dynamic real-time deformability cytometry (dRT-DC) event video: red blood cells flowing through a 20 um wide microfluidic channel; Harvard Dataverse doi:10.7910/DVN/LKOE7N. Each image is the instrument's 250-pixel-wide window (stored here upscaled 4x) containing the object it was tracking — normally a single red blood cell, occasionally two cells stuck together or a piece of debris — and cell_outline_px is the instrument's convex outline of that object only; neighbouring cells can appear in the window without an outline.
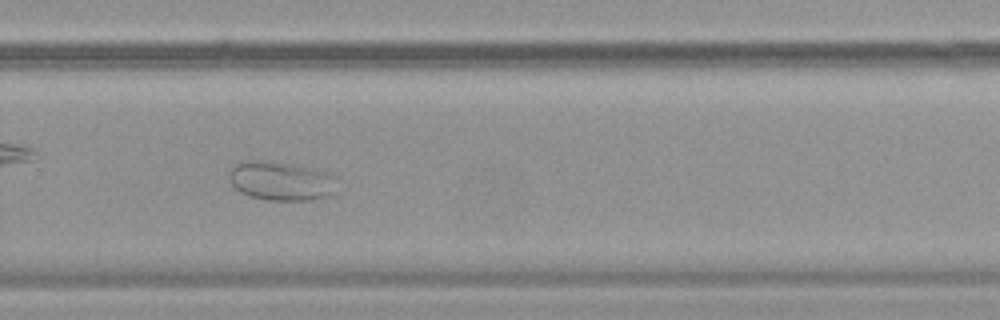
{"species": "common noctule bat (a hibernating species)", "species_latin": "Nyctalus noctula", "temperature_condition": "warm", "stored_images_in_passage": 42, "camera_frame_rate_fps": 3000, "um_per_image_px": 0.085, "animal": {"sex": "female", "body_mass_g": 19.9}, "frame": {"image": 1, "passage_image": 24, "time_ms": 7.667, "image_size_px": [1000, 320], "cell_outline_px": [[332, 192], [328, 196], [312, 200], [264, 200], [248, 196], [240, 192], [228, 180], [228, 172], [232, 164], [240, 160], [268, 160], [316, 168], [332, 176]], "centroid_in_image_um": [23.74, 15.36], "position_along_channel_um": 306.1, "area_um2": 24.74}}
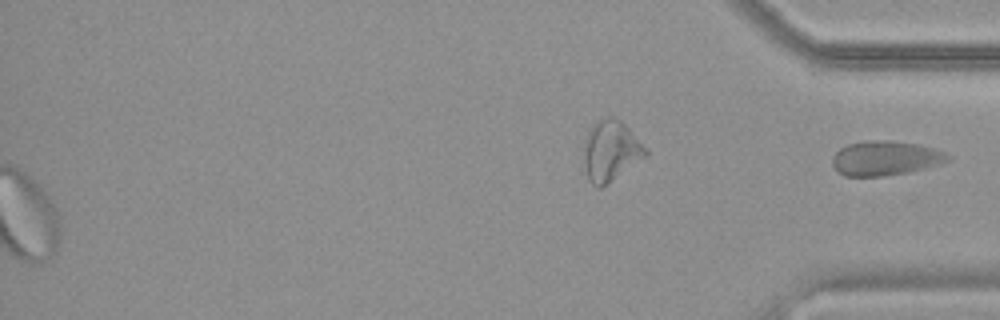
{"frame": {"image": 2, "passage_image": 42, "time_ms": 13.667, "image_size_px": [1000, 320], "cell_outline_px": [[952, 156], [948, 160], [940, 164], [908, 172], [880, 176], [844, 176], [832, 164], [832, 156], [840, 148], [848, 144], [872, 140], [884, 140], [916, 144], [932, 148], [944, 152]], "centroid_in_image_um": [75.24, 13.45], "position_along_channel_um": 360.0, "area_um2": 22.89}}